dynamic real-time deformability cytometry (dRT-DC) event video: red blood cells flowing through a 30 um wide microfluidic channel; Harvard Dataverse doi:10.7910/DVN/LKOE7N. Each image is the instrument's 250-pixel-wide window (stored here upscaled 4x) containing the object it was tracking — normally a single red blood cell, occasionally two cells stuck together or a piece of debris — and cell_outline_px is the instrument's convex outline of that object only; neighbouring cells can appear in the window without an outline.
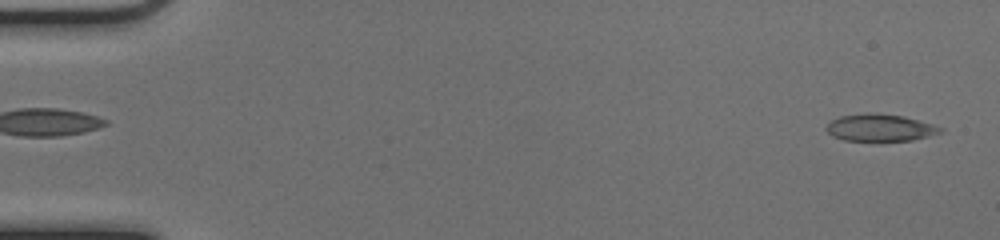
{"species": "common noctule bat (a hibernating species)", "species_latin": "Nyctalus noctula", "temperature_condition": "cold", "stored_images_in_passage": 50, "camera_frame_rate_fps": 3000, "um_per_image_px": 0.085, "animal": {"sex": "female", "body_mass_g": 17.0, "forearm_length_mm": 48.0}, "frame": {"image": 1, "passage_image": 1, "time_ms": 0.0, "image_size_px": [1000, 240], "cell_outline_px": [[944, 128], [940, 132], [912, 140], [844, 140], [832, 136], [824, 128], [832, 120], [840, 116], [904, 116]], "centroid_in_image_um": [74.79, 10.9], "position_along_channel_um": 10.2, "area_um2": 16.76}}
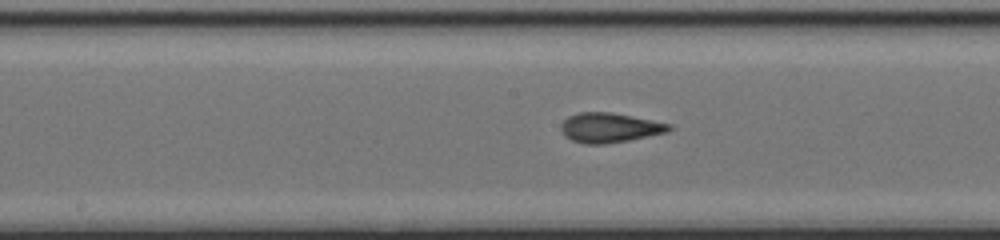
{"frame": {"image": 2, "passage_image": 26, "time_ms": 8.333, "image_size_px": [1000, 240], "cell_outline_px": [[672, 128], [668, 132], [628, 140], [604, 144], [584, 144], [572, 140], [564, 136], [560, 128], [560, 124], [568, 116], [580, 112], [608, 112], [652, 120], [672, 124]], "centroid_in_image_um": [51.79, 10.86], "position_along_channel_um": 196.4, "area_um2": 18.61}}
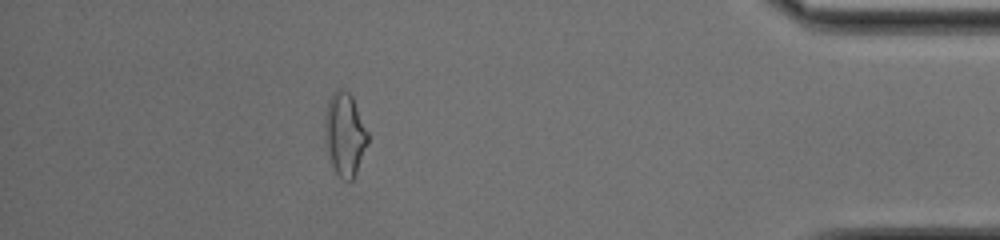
{"frame": {"image": 3, "passage_image": 45, "time_ms": 14.667, "image_size_px": [1000, 240], "cell_outline_px": [[368, 144], [356, 172], [352, 180], [344, 180], [332, 168], [328, 160], [324, 140], [324, 120], [328, 100], [332, 92], [336, 88], [344, 88], [352, 96], [368, 132]], "centroid_in_image_um": [29.27, 11.4], "position_along_channel_um": 405.9, "area_um2": 21.21}, "authors_computed_cell_mechanics": {"area_um2": 18.6405, "velocity_mm_per_s": 4.0352, "shape_relaxation_time_tau1_ms": null, "shape_relaxation_time_tau2_ms": 1.5052, "deformation_change_tau1": null, "deformation_change_tau2": 0.0944}}